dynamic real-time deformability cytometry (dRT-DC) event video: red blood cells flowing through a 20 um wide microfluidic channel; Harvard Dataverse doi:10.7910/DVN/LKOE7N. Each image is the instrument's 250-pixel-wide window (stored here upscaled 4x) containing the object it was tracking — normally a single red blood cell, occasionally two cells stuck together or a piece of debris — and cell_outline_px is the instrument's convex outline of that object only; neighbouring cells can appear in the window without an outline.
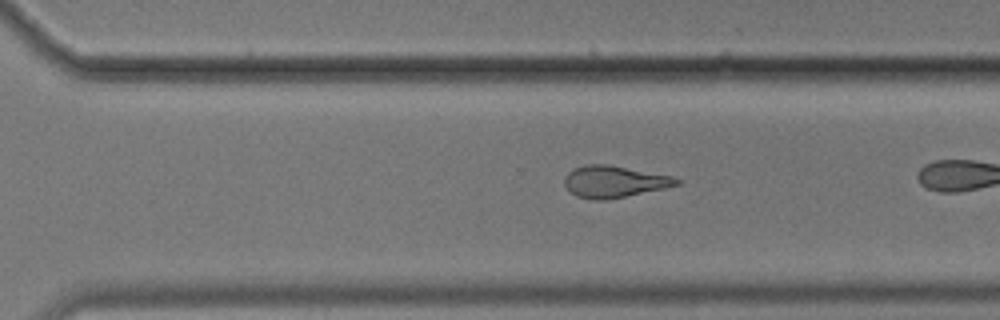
{"species": "common noctule bat (a hibernating species)", "species_latin": "Nyctalus noctula", "temperature_condition": "cold", "stored_images_in_passage": 35, "camera_frame_rate_fps": 3000, "um_per_image_px": 0.085, "animal": {"sex": "male", "body_mass_g": 17.9}, "frame": {"image": 1, "passage_image": 30, "time_ms": 9.667, "image_size_px": [1000, 320], "cell_outline_px": [[680, 184], [664, 188], [608, 200], [596, 200], [576, 196], [564, 184], [564, 176], [568, 172], [576, 168], [588, 164], [608, 164], [668, 176], [680, 180]], "centroid_in_image_um": [52.16, 15.45], "position_along_channel_um": 318.4, "area_um2": 20.35}}